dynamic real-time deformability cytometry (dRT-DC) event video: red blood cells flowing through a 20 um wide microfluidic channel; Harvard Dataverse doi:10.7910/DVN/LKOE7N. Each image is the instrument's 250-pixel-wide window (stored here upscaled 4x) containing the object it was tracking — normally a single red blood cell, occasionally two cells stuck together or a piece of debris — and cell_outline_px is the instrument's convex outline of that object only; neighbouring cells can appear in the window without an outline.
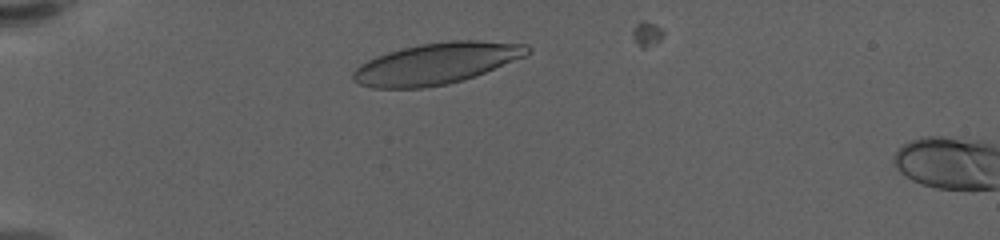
{"species": "human", "species_latin": "Homo sapiens", "temperature_condition": "warm", "stored_images_in_passage": 10, "camera_frame_rate_fps": 3000, "um_per_image_px": 0.085, "donor": {"sex": "female"}, "frame": {"image": 1, "passage_image": 7, "time_ms": 2.0, "image_size_px": [1000, 240], "cell_outline_px": [[532, 52], [528, 56], [476, 76], [448, 84], [424, 88], [372, 88], [360, 84], [352, 80], [352, 72], [360, 64], [376, 56], [388, 52], [420, 44], [448, 40], [480, 40], [528, 44], [532, 48]], "centroid_in_image_um": [37.16, 5.39], "position_along_channel_um": 47.8, "area_um2": 42.43}}